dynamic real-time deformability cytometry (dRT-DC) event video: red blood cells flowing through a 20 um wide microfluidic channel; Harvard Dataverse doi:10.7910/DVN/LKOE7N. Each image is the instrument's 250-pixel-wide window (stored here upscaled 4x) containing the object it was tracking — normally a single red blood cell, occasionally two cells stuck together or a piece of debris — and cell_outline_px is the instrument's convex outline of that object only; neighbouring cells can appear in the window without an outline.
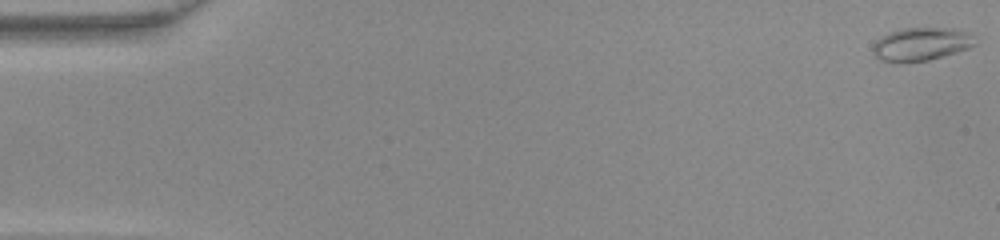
{"species": "common noctule bat (a hibernating species)", "species_latin": "Nyctalus noctula", "temperature_condition": "warm", "stored_images_in_passage": 49, "camera_frame_rate_fps": 3000, "um_per_image_px": 0.085, "animal": {"sex": "female", "body_mass_g": 22.0, "forearm_length_mm": 56.7}, "frame": {"image": 1, "passage_image": 1, "time_ms": 0.0, "image_size_px": [1000, 240], "cell_outline_px": [[976, 44], [968, 48], [956, 52], [928, 60], [900, 64], [880, 60], [872, 52], [872, 48], [876, 40], [880, 36], [888, 32], [904, 28], [952, 28], [968, 32], [976, 36]], "centroid_in_image_um": [78.28, 3.76], "position_along_channel_um": 6.7, "area_um2": 20.11}}
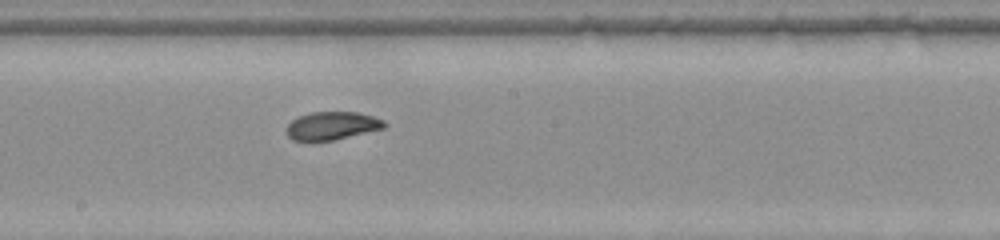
{"frame": {"image": 2, "passage_image": 27, "time_ms": 8.667, "image_size_px": [1000, 240], "cell_outline_px": [[388, 124], [384, 128], [332, 140], [292, 140], [288, 136], [288, 124], [292, 120], [300, 116], [312, 112], [356, 112], [372, 116], [384, 120]], "centroid_in_image_um": [28.25, 10.68], "position_along_channel_um": 219.9, "area_um2": 15.66}}
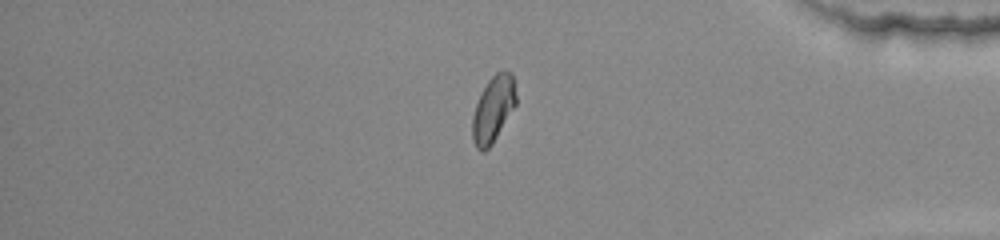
{"frame": {"image": 3, "passage_image": 41, "time_ms": 13.333, "image_size_px": [1000, 240], "cell_outline_px": [[516, 104], [492, 144], [484, 152], [480, 152], [476, 148], [472, 140], [472, 116], [476, 104], [488, 80], [496, 72], [504, 68], [512, 72], [516, 96]], "centroid_in_image_um": [41.92, 9.26], "position_along_channel_um": 393.3, "area_um2": 16.88}}